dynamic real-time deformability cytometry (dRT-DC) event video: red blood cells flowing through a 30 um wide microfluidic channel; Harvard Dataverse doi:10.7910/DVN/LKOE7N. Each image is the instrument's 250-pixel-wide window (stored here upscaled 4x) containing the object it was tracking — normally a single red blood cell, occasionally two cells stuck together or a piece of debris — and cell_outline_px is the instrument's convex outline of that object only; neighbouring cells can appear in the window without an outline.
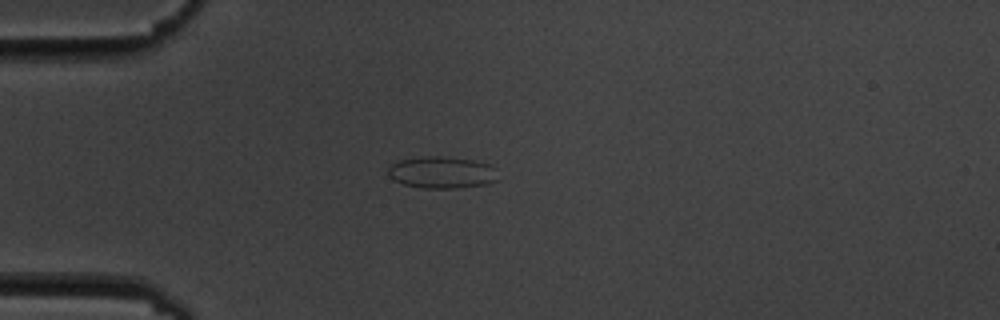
{"species": "common noctule bat (a hibernating species)", "species_latin": "Nyctalus noctula", "temperature_condition": "cold", "stored_images_in_passage": 14, "camera_frame_rate_fps": 3000, "um_per_image_px": 0.085, "animal": {"sex": "male", "body_mass_g": 19.5, "forearm_length_mm": 54.6}, "frame": {"image": 1, "passage_image": 3, "time_ms": 3.0, "image_size_px": [1000, 320], "cell_outline_px": [[496, 180], [488, 184], [456, 188], [424, 188], [404, 184], [392, 180], [388, 172], [388, 168], [396, 160], [424, 156], [440, 156], [472, 160], [488, 164], [496, 168]], "centroid_in_image_um": [37.53, 14.65], "position_along_channel_um": 47.5, "area_um2": 20.4}}
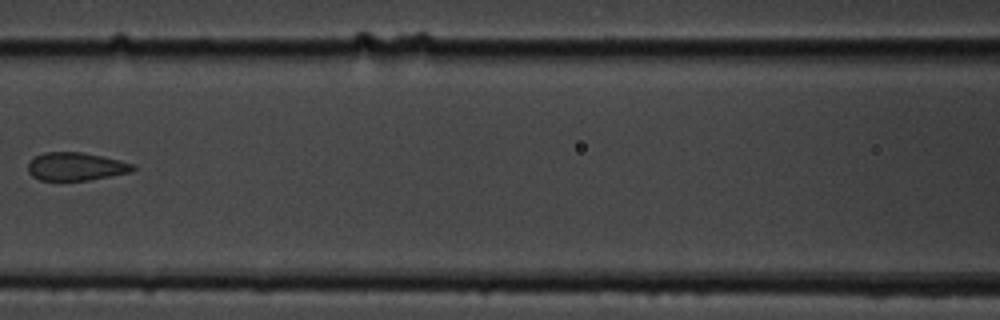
{"frame": {"image": 2, "passage_image": 6, "time_ms": 6.667, "image_size_px": [1000, 320], "cell_outline_px": [[136, 168], [132, 172], [88, 180], [40, 180], [32, 176], [28, 172], [28, 164], [36, 156], [44, 152], [80, 152], [120, 160], [136, 164]], "centroid_in_image_um": [6.48, 14.15], "position_along_channel_um": 160.1, "area_um2": 17.11}}
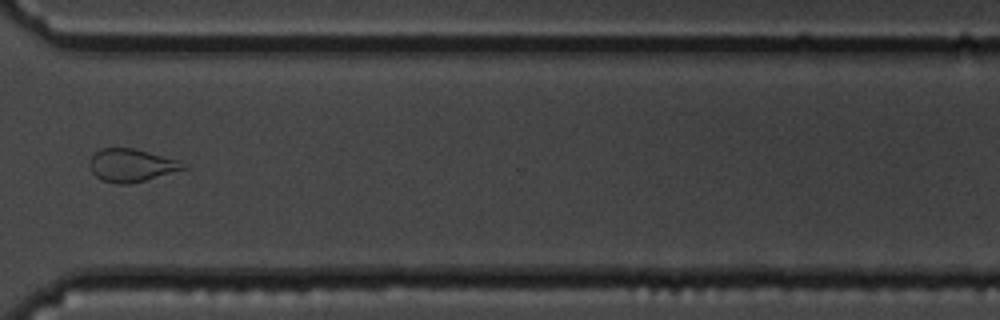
{"frame": {"image": 3, "passage_image": 11, "time_ms": 12.333, "image_size_px": [1000, 320], "cell_outline_px": [[188, 168], [144, 180], [128, 184], [116, 184], [100, 180], [92, 172], [88, 164], [92, 156], [100, 148], [132, 148], [180, 160], [188, 164]], "centroid_in_image_um": [11.17, 14.05], "position_along_channel_um": 359.4, "area_um2": 17.98}, "authors_computed_cell_mechanics": {"area_um2": 18.5538, "velocity_mm_per_s": 3.5308, "shape_relaxation_time_tau1_ms": null, "shape_relaxation_time_tau2_ms": 1.2747, "deformation_change_tau1": null, "deformation_change_tau2": 0.0672}}